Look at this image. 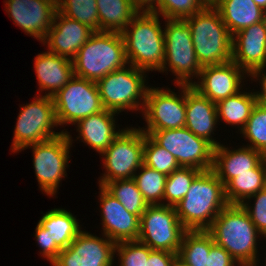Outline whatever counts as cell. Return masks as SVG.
<instances>
[{
    "label": "cell",
    "instance_id": "cell-1",
    "mask_svg": "<svg viewBox=\"0 0 266 266\" xmlns=\"http://www.w3.org/2000/svg\"><path fill=\"white\" fill-rule=\"evenodd\" d=\"M207 231L214 243L228 251L239 266H259V255L260 258L263 255L259 254L258 246L263 236L241 205L228 204Z\"/></svg>",
    "mask_w": 266,
    "mask_h": 266
},
{
    "label": "cell",
    "instance_id": "cell-2",
    "mask_svg": "<svg viewBox=\"0 0 266 266\" xmlns=\"http://www.w3.org/2000/svg\"><path fill=\"white\" fill-rule=\"evenodd\" d=\"M227 205L224 185L211 169L202 171L192 181L188 193L175 210L187 231H199L208 230Z\"/></svg>",
    "mask_w": 266,
    "mask_h": 266
},
{
    "label": "cell",
    "instance_id": "cell-3",
    "mask_svg": "<svg viewBox=\"0 0 266 266\" xmlns=\"http://www.w3.org/2000/svg\"><path fill=\"white\" fill-rule=\"evenodd\" d=\"M160 15L139 11L121 32L128 64L145 70L160 71L165 57L164 23Z\"/></svg>",
    "mask_w": 266,
    "mask_h": 266
},
{
    "label": "cell",
    "instance_id": "cell-4",
    "mask_svg": "<svg viewBox=\"0 0 266 266\" xmlns=\"http://www.w3.org/2000/svg\"><path fill=\"white\" fill-rule=\"evenodd\" d=\"M74 76L97 82L128 64L121 33L95 31L72 59Z\"/></svg>",
    "mask_w": 266,
    "mask_h": 266
},
{
    "label": "cell",
    "instance_id": "cell-5",
    "mask_svg": "<svg viewBox=\"0 0 266 266\" xmlns=\"http://www.w3.org/2000/svg\"><path fill=\"white\" fill-rule=\"evenodd\" d=\"M185 20L190 27L194 51L202 67L232 61V36L211 3Z\"/></svg>",
    "mask_w": 266,
    "mask_h": 266
},
{
    "label": "cell",
    "instance_id": "cell-6",
    "mask_svg": "<svg viewBox=\"0 0 266 266\" xmlns=\"http://www.w3.org/2000/svg\"><path fill=\"white\" fill-rule=\"evenodd\" d=\"M149 73L130 64L110 72L96 82L100 100L105 110L116 112L143 111Z\"/></svg>",
    "mask_w": 266,
    "mask_h": 266
},
{
    "label": "cell",
    "instance_id": "cell-7",
    "mask_svg": "<svg viewBox=\"0 0 266 266\" xmlns=\"http://www.w3.org/2000/svg\"><path fill=\"white\" fill-rule=\"evenodd\" d=\"M163 22L165 57L159 73L167 75L171 72L175 76L174 85H192L199 78L202 66L194 51L190 27L181 19H165Z\"/></svg>",
    "mask_w": 266,
    "mask_h": 266
},
{
    "label": "cell",
    "instance_id": "cell-8",
    "mask_svg": "<svg viewBox=\"0 0 266 266\" xmlns=\"http://www.w3.org/2000/svg\"><path fill=\"white\" fill-rule=\"evenodd\" d=\"M35 96L33 101L19 106L10 148L13 154L19 153L28 145L41 143L67 132V129L59 132L55 130L58 124L53 97Z\"/></svg>",
    "mask_w": 266,
    "mask_h": 266
},
{
    "label": "cell",
    "instance_id": "cell-9",
    "mask_svg": "<svg viewBox=\"0 0 266 266\" xmlns=\"http://www.w3.org/2000/svg\"><path fill=\"white\" fill-rule=\"evenodd\" d=\"M145 133L136 127H125L100 155L105 169L98 186L116 180L132 179L143 165Z\"/></svg>",
    "mask_w": 266,
    "mask_h": 266
},
{
    "label": "cell",
    "instance_id": "cell-10",
    "mask_svg": "<svg viewBox=\"0 0 266 266\" xmlns=\"http://www.w3.org/2000/svg\"><path fill=\"white\" fill-rule=\"evenodd\" d=\"M72 144L67 133L22 148L19 152L32 149L33 168L40 191L49 197L57 196L61 181L67 177L70 148ZM67 168V169H66Z\"/></svg>",
    "mask_w": 266,
    "mask_h": 266
},
{
    "label": "cell",
    "instance_id": "cell-11",
    "mask_svg": "<svg viewBox=\"0 0 266 266\" xmlns=\"http://www.w3.org/2000/svg\"><path fill=\"white\" fill-rule=\"evenodd\" d=\"M178 91L168 87L149 86L142 116L146 125L142 131H159L185 127L186 85L175 84Z\"/></svg>",
    "mask_w": 266,
    "mask_h": 266
},
{
    "label": "cell",
    "instance_id": "cell-12",
    "mask_svg": "<svg viewBox=\"0 0 266 266\" xmlns=\"http://www.w3.org/2000/svg\"><path fill=\"white\" fill-rule=\"evenodd\" d=\"M53 101L60 128L75 125L79 120L104 110L96 82L77 76L56 93Z\"/></svg>",
    "mask_w": 266,
    "mask_h": 266
},
{
    "label": "cell",
    "instance_id": "cell-13",
    "mask_svg": "<svg viewBox=\"0 0 266 266\" xmlns=\"http://www.w3.org/2000/svg\"><path fill=\"white\" fill-rule=\"evenodd\" d=\"M186 231L178 219L175 207L149 205L140 217L138 241L152 250L178 254Z\"/></svg>",
    "mask_w": 266,
    "mask_h": 266
},
{
    "label": "cell",
    "instance_id": "cell-14",
    "mask_svg": "<svg viewBox=\"0 0 266 266\" xmlns=\"http://www.w3.org/2000/svg\"><path fill=\"white\" fill-rule=\"evenodd\" d=\"M143 132L170 152L180 167H193L201 171L212 169L214 146L206 139L196 136L186 127Z\"/></svg>",
    "mask_w": 266,
    "mask_h": 266
},
{
    "label": "cell",
    "instance_id": "cell-15",
    "mask_svg": "<svg viewBox=\"0 0 266 266\" xmlns=\"http://www.w3.org/2000/svg\"><path fill=\"white\" fill-rule=\"evenodd\" d=\"M101 236L82 230L67 248L61 250L51 265L115 266L116 243L102 233Z\"/></svg>",
    "mask_w": 266,
    "mask_h": 266
},
{
    "label": "cell",
    "instance_id": "cell-16",
    "mask_svg": "<svg viewBox=\"0 0 266 266\" xmlns=\"http://www.w3.org/2000/svg\"><path fill=\"white\" fill-rule=\"evenodd\" d=\"M6 14L29 37L40 43L53 24L57 0H4Z\"/></svg>",
    "mask_w": 266,
    "mask_h": 266
},
{
    "label": "cell",
    "instance_id": "cell-17",
    "mask_svg": "<svg viewBox=\"0 0 266 266\" xmlns=\"http://www.w3.org/2000/svg\"><path fill=\"white\" fill-rule=\"evenodd\" d=\"M249 76L234 62L203 66L192 86L213 103L236 95L244 89Z\"/></svg>",
    "mask_w": 266,
    "mask_h": 266
},
{
    "label": "cell",
    "instance_id": "cell-18",
    "mask_svg": "<svg viewBox=\"0 0 266 266\" xmlns=\"http://www.w3.org/2000/svg\"><path fill=\"white\" fill-rule=\"evenodd\" d=\"M99 187L101 233L115 243L138 240L140 217L129 213L123 205L109 194L102 186Z\"/></svg>",
    "mask_w": 266,
    "mask_h": 266
},
{
    "label": "cell",
    "instance_id": "cell-19",
    "mask_svg": "<svg viewBox=\"0 0 266 266\" xmlns=\"http://www.w3.org/2000/svg\"><path fill=\"white\" fill-rule=\"evenodd\" d=\"M232 61L248 76L266 69V23L264 20L232 36Z\"/></svg>",
    "mask_w": 266,
    "mask_h": 266
},
{
    "label": "cell",
    "instance_id": "cell-20",
    "mask_svg": "<svg viewBox=\"0 0 266 266\" xmlns=\"http://www.w3.org/2000/svg\"><path fill=\"white\" fill-rule=\"evenodd\" d=\"M93 32L87 25L56 11L53 24L41 44L48 52L72 60Z\"/></svg>",
    "mask_w": 266,
    "mask_h": 266
},
{
    "label": "cell",
    "instance_id": "cell-21",
    "mask_svg": "<svg viewBox=\"0 0 266 266\" xmlns=\"http://www.w3.org/2000/svg\"><path fill=\"white\" fill-rule=\"evenodd\" d=\"M116 115L118 116V113L104 109L100 113L79 120L74 125L78 132L75 140L70 132H66L71 144L76 140L80 142L81 139V142L101 155L125 128H119Z\"/></svg>",
    "mask_w": 266,
    "mask_h": 266
},
{
    "label": "cell",
    "instance_id": "cell-22",
    "mask_svg": "<svg viewBox=\"0 0 266 266\" xmlns=\"http://www.w3.org/2000/svg\"><path fill=\"white\" fill-rule=\"evenodd\" d=\"M216 104L203 96L192 85H186L185 127L196 136L206 139L214 147L222 144L216 140L214 132L218 128Z\"/></svg>",
    "mask_w": 266,
    "mask_h": 266
},
{
    "label": "cell",
    "instance_id": "cell-23",
    "mask_svg": "<svg viewBox=\"0 0 266 266\" xmlns=\"http://www.w3.org/2000/svg\"><path fill=\"white\" fill-rule=\"evenodd\" d=\"M265 158L261 152L251 147L242 145L236 149L222 143L214 147L212 170L225 186L240 173L252 172Z\"/></svg>",
    "mask_w": 266,
    "mask_h": 266
},
{
    "label": "cell",
    "instance_id": "cell-24",
    "mask_svg": "<svg viewBox=\"0 0 266 266\" xmlns=\"http://www.w3.org/2000/svg\"><path fill=\"white\" fill-rule=\"evenodd\" d=\"M33 64L39 86V94L37 92L36 95L39 96L54 97L74 77L72 60L64 56L41 52L36 55Z\"/></svg>",
    "mask_w": 266,
    "mask_h": 266
},
{
    "label": "cell",
    "instance_id": "cell-25",
    "mask_svg": "<svg viewBox=\"0 0 266 266\" xmlns=\"http://www.w3.org/2000/svg\"><path fill=\"white\" fill-rule=\"evenodd\" d=\"M211 4L219 12L231 36L264 20L265 10L254 0H213Z\"/></svg>",
    "mask_w": 266,
    "mask_h": 266
},
{
    "label": "cell",
    "instance_id": "cell-26",
    "mask_svg": "<svg viewBox=\"0 0 266 266\" xmlns=\"http://www.w3.org/2000/svg\"><path fill=\"white\" fill-rule=\"evenodd\" d=\"M38 224L48 230L51 240L61 250L67 248L83 230L76 215L62 207L43 213Z\"/></svg>",
    "mask_w": 266,
    "mask_h": 266
},
{
    "label": "cell",
    "instance_id": "cell-27",
    "mask_svg": "<svg viewBox=\"0 0 266 266\" xmlns=\"http://www.w3.org/2000/svg\"><path fill=\"white\" fill-rule=\"evenodd\" d=\"M239 91L236 95L227 97L216 103V110L219 123H225L238 128V132L244 128L253 108L257 103L254 89Z\"/></svg>",
    "mask_w": 266,
    "mask_h": 266
},
{
    "label": "cell",
    "instance_id": "cell-28",
    "mask_svg": "<svg viewBox=\"0 0 266 266\" xmlns=\"http://www.w3.org/2000/svg\"><path fill=\"white\" fill-rule=\"evenodd\" d=\"M266 187V158L252 172L240 173L225 186V197L230 205H241L249 197Z\"/></svg>",
    "mask_w": 266,
    "mask_h": 266
},
{
    "label": "cell",
    "instance_id": "cell-29",
    "mask_svg": "<svg viewBox=\"0 0 266 266\" xmlns=\"http://www.w3.org/2000/svg\"><path fill=\"white\" fill-rule=\"evenodd\" d=\"M99 31L121 33L139 13L132 0H96Z\"/></svg>",
    "mask_w": 266,
    "mask_h": 266
},
{
    "label": "cell",
    "instance_id": "cell-30",
    "mask_svg": "<svg viewBox=\"0 0 266 266\" xmlns=\"http://www.w3.org/2000/svg\"><path fill=\"white\" fill-rule=\"evenodd\" d=\"M212 235L207 230L186 231L178 252L180 266H206L210 248L214 245Z\"/></svg>",
    "mask_w": 266,
    "mask_h": 266
},
{
    "label": "cell",
    "instance_id": "cell-31",
    "mask_svg": "<svg viewBox=\"0 0 266 266\" xmlns=\"http://www.w3.org/2000/svg\"><path fill=\"white\" fill-rule=\"evenodd\" d=\"M103 188L133 215L141 217L145 209L149 206L133 178L111 181L106 183Z\"/></svg>",
    "mask_w": 266,
    "mask_h": 266
},
{
    "label": "cell",
    "instance_id": "cell-32",
    "mask_svg": "<svg viewBox=\"0 0 266 266\" xmlns=\"http://www.w3.org/2000/svg\"><path fill=\"white\" fill-rule=\"evenodd\" d=\"M167 176L146 165L134 174L137 187L148 205H164V191Z\"/></svg>",
    "mask_w": 266,
    "mask_h": 266
},
{
    "label": "cell",
    "instance_id": "cell-33",
    "mask_svg": "<svg viewBox=\"0 0 266 266\" xmlns=\"http://www.w3.org/2000/svg\"><path fill=\"white\" fill-rule=\"evenodd\" d=\"M202 171L193 167H180L167 176L164 205L175 207L188 193L192 181Z\"/></svg>",
    "mask_w": 266,
    "mask_h": 266
},
{
    "label": "cell",
    "instance_id": "cell-34",
    "mask_svg": "<svg viewBox=\"0 0 266 266\" xmlns=\"http://www.w3.org/2000/svg\"><path fill=\"white\" fill-rule=\"evenodd\" d=\"M57 11L67 18L87 25L94 32L99 31L96 0H57Z\"/></svg>",
    "mask_w": 266,
    "mask_h": 266
},
{
    "label": "cell",
    "instance_id": "cell-35",
    "mask_svg": "<svg viewBox=\"0 0 266 266\" xmlns=\"http://www.w3.org/2000/svg\"><path fill=\"white\" fill-rule=\"evenodd\" d=\"M241 137L246 139L244 146L261 152L266 157V106L256 103L247 123L240 131Z\"/></svg>",
    "mask_w": 266,
    "mask_h": 266
},
{
    "label": "cell",
    "instance_id": "cell-36",
    "mask_svg": "<svg viewBox=\"0 0 266 266\" xmlns=\"http://www.w3.org/2000/svg\"><path fill=\"white\" fill-rule=\"evenodd\" d=\"M143 164L166 176L180 168L175 157L148 134H145Z\"/></svg>",
    "mask_w": 266,
    "mask_h": 266
},
{
    "label": "cell",
    "instance_id": "cell-37",
    "mask_svg": "<svg viewBox=\"0 0 266 266\" xmlns=\"http://www.w3.org/2000/svg\"><path fill=\"white\" fill-rule=\"evenodd\" d=\"M209 4L208 0H158L156 7L151 12L162 16L163 20H185Z\"/></svg>",
    "mask_w": 266,
    "mask_h": 266
},
{
    "label": "cell",
    "instance_id": "cell-38",
    "mask_svg": "<svg viewBox=\"0 0 266 266\" xmlns=\"http://www.w3.org/2000/svg\"><path fill=\"white\" fill-rule=\"evenodd\" d=\"M151 251L152 249L138 240L116 243L117 266H146Z\"/></svg>",
    "mask_w": 266,
    "mask_h": 266
},
{
    "label": "cell",
    "instance_id": "cell-39",
    "mask_svg": "<svg viewBox=\"0 0 266 266\" xmlns=\"http://www.w3.org/2000/svg\"><path fill=\"white\" fill-rule=\"evenodd\" d=\"M254 200L253 204L251 203ZM241 206L248 212L258 232L266 236V187L249 197Z\"/></svg>",
    "mask_w": 266,
    "mask_h": 266
},
{
    "label": "cell",
    "instance_id": "cell-40",
    "mask_svg": "<svg viewBox=\"0 0 266 266\" xmlns=\"http://www.w3.org/2000/svg\"><path fill=\"white\" fill-rule=\"evenodd\" d=\"M33 234L40 250V256H42L47 260V262L52 264L58 257L61 249L56 245L54 240H51V237L48 234V230L41 227L38 223L35 227V233Z\"/></svg>",
    "mask_w": 266,
    "mask_h": 266
},
{
    "label": "cell",
    "instance_id": "cell-41",
    "mask_svg": "<svg viewBox=\"0 0 266 266\" xmlns=\"http://www.w3.org/2000/svg\"><path fill=\"white\" fill-rule=\"evenodd\" d=\"M206 266H239L223 247L214 244L209 251Z\"/></svg>",
    "mask_w": 266,
    "mask_h": 266
},
{
    "label": "cell",
    "instance_id": "cell-42",
    "mask_svg": "<svg viewBox=\"0 0 266 266\" xmlns=\"http://www.w3.org/2000/svg\"><path fill=\"white\" fill-rule=\"evenodd\" d=\"M178 255L165 250H152L149 254L146 266H177Z\"/></svg>",
    "mask_w": 266,
    "mask_h": 266
},
{
    "label": "cell",
    "instance_id": "cell-43",
    "mask_svg": "<svg viewBox=\"0 0 266 266\" xmlns=\"http://www.w3.org/2000/svg\"><path fill=\"white\" fill-rule=\"evenodd\" d=\"M249 79L251 80V83H259L258 85L260 86V89L258 91L256 89L254 90L256 94L257 103L266 106V69L252 73L249 76Z\"/></svg>",
    "mask_w": 266,
    "mask_h": 266
},
{
    "label": "cell",
    "instance_id": "cell-44",
    "mask_svg": "<svg viewBox=\"0 0 266 266\" xmlns=\"http://www.w3.org/2000/svg\"><path fill=\"white\" fill-rule=\"evenodd\" d=\"M132 3L139 11H152L158 0H132Z\"/></svg>",
    "mask_w": 266,
    "mask_h": 266
},
{
    "label": "cell",
    "instance_id": "cell-45",
    "mask_svg": "<svg viewBox=\"0 0 266 266\" xmlns=\"http://www.w3.org/2000/svg\"><path fill=\"white\" fill-rule=\"evenodd\" d=\"M254 2L263 10L266 11V0H254Z\"/></svg>",
    "mask_w": 266,
    "mask_h": 266
},
{
    "label": "cell",
    "instance_id": "cell-46",
    "mask_svg": "<svg viewBox=\"0 0 266 266\" xmlns=\"http://www.w3.org/2000/svg\"><path fill=\"white\" fill-rule=\"evenodd\" d=\"M262 239H264L265 240V243H266V236L265 237H263ZM266 252V251H265ZM264 256H266V253H265V255ZM264 264H263V266H266V257H264Z\"/></svg>",
    "mask_w": 266,
    "mask_h": 266
},
{
    "label": "cell",
    "instance_id": "cell-47",
    "mask_svg": "<svg viewBox=\"0 0 266 266\" xmlns=\"http://www.w3.org/2000/svg\"><path fill=\"white\" fill-rule=\"evenodd\" d=\"M264 21L266 23V11H265V14H264Z\"/></svg>",
    "mask_w": 266,
    "mask_h": 266
}]
</instances>
